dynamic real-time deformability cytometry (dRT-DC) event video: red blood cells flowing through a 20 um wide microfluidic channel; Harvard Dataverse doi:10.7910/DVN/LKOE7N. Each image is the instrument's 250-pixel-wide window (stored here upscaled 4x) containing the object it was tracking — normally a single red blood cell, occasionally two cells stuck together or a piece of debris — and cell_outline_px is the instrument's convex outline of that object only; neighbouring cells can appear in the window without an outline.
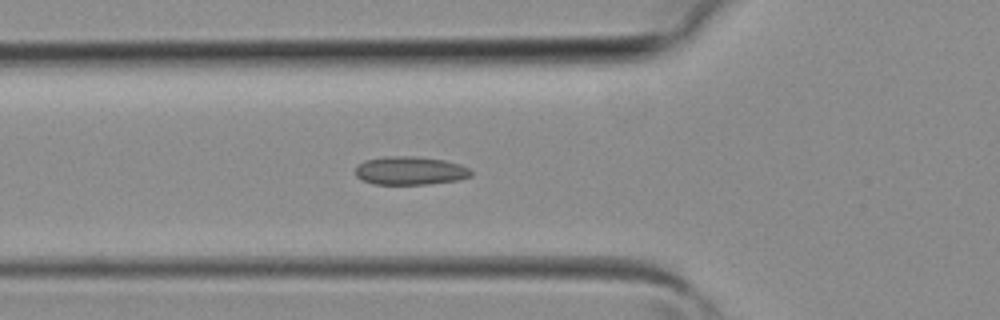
{"species": "common noctule bat (a hibernating species)", "species_latin": "Nyctalus noctula", "temperature_condition": "room temperature", "stored_images_in_passage": 41, "camera_frame_rate_fps": 3000, "um_per_image_px": 0.085, "animal": {"sex": "female", "body_mass_g": 19.3, "forearm_length_mm": 54.1}, "frame": {"image": 1, "passage_image": 14, "time_ms": 4.333, "image_size_px": [1000, 320], "cell_outline_px": [[472, 176], [460, 180], [428, 184], [372, 184], [360, 180], [356, 176], [356, 168], [364, 160], [384, 156], [416, 156], [444, 160], [460, 164], [468, 168], [472, 172]], "centroid_in_image_um": [34.86, 14.51], "position_along_channel_um": 90.9, "area_um2": 19.31}}
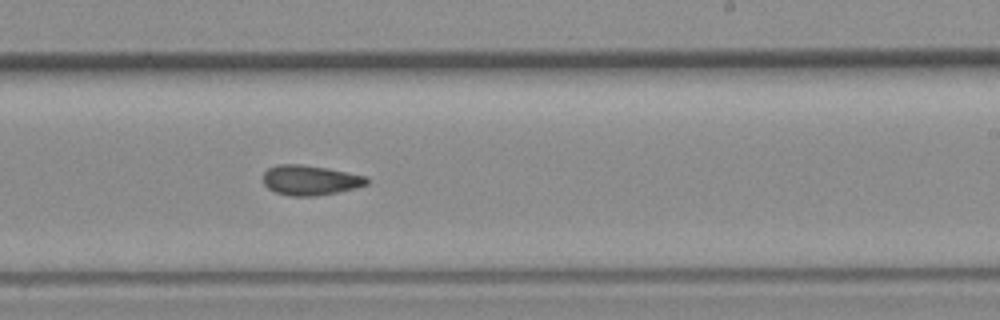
{"frame": {"image": 2, "passage_image": 24, "time_ms": 7.667, "image_size_px": [1000, 320], "cell_outline_px": [[368, 184], [356, 188], [316, 196], [288, 196], [276, 192], [268, 188], [264, 184], [264, 172], [268, 168], [280, 164], [300, 164], [328, 168], [368, 176]], "centroid_in_image_um": [26.39, 15.31], "position_along_channel_um": 262.6, "area_um2": 18.15}}
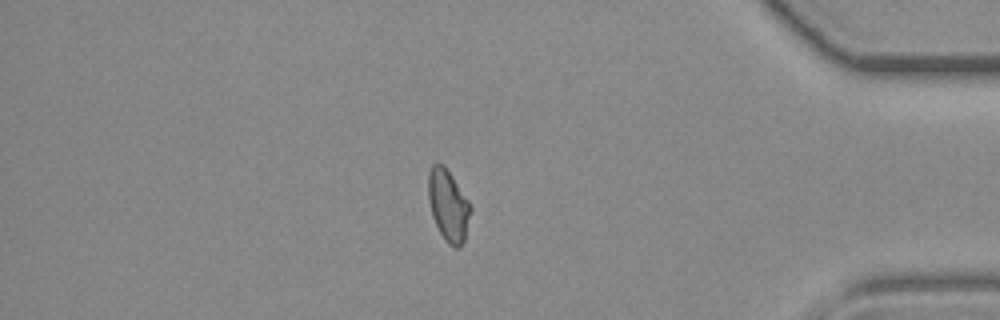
{"frame": {"image": 3, "passage_image": 34, "time_ms": 11.0, "image_size_px": [1000, 320], "cell_outline_px": [[472, 208], [464, 240], [460, 248], [452, 248], [448, 244], [440, 232], [432, 216], [428, 200], [428, 172], [432, 164], [444, 164], [468, 200]], "centroid_in_image_um": [38.09, 17.46], "position_along_channel_um": 397.1, "area_um2": 17.63}}